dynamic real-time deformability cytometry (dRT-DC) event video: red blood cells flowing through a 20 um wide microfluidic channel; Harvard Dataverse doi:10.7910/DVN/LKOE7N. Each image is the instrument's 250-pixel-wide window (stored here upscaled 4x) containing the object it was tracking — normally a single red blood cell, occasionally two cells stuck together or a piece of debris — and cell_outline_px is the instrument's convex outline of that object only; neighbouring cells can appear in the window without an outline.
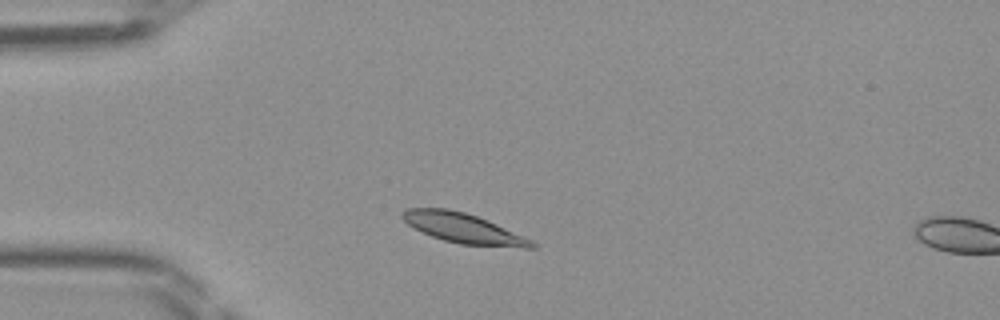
{"species": "Egyptian fruit bat (a non-hibernating species)", "species_latin": "Rousettus aegyptiacus", "temperature_condition": "room temperature", "stored_images_in_passage": 8, "camera_frame_rate_fps": 3000, "um_per_image_px": 0.085, "frame": {"image": 1, "passage_image": 5, "time_ms": 1.333, "image_size_px": [1000, 320], "cell_outline_px": [[536, 248], [524, 248], [460, 244], [444, 240], [432, 236], [408, 224], [400, 216], [400, 212], [408, 208], [448, 208], [464, 212], [476, 216], [532, 240], [536, 244]], "centroid_in_image_um": [39.36, 19.4], "position_along_channel_um": 45.6, "area_um2": 22.14}}